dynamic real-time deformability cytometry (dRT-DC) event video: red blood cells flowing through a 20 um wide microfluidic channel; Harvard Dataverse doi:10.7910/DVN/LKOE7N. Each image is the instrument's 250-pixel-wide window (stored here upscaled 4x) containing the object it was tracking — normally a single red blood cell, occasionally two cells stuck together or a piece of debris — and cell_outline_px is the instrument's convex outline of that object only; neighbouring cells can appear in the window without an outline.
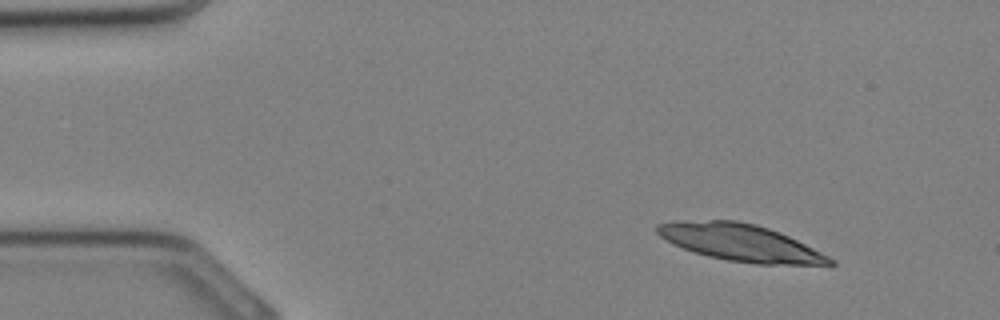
{"species": "Egyptian fruit bat (a non-hibernating species)", "species_latin": "Rousettus aegyptiacus", "temperature_condition": "cold", "stored_images_in_passage": 9, "camera_frame_rate_fps": 3000, "um_per_image_px": 0.085, "animal": {"sex": "female"}, "frame": {"image": 1, "passage_image": 1, "time_ms": 0.0, "image_size_px": [1000, 320], "cell_outline_px": [[836, 264], [756, 264], [728, 260], [708, 256], [692, 252], [660, 236], [656, 232], [656, 224], [676, 220], [736, 220], [756, 224], [780, 232], [836, 260]], "centroid_in_image_um": [62.9, 20.6], "position_along_channel_um": 22.1, "area_um2": 36.82}}